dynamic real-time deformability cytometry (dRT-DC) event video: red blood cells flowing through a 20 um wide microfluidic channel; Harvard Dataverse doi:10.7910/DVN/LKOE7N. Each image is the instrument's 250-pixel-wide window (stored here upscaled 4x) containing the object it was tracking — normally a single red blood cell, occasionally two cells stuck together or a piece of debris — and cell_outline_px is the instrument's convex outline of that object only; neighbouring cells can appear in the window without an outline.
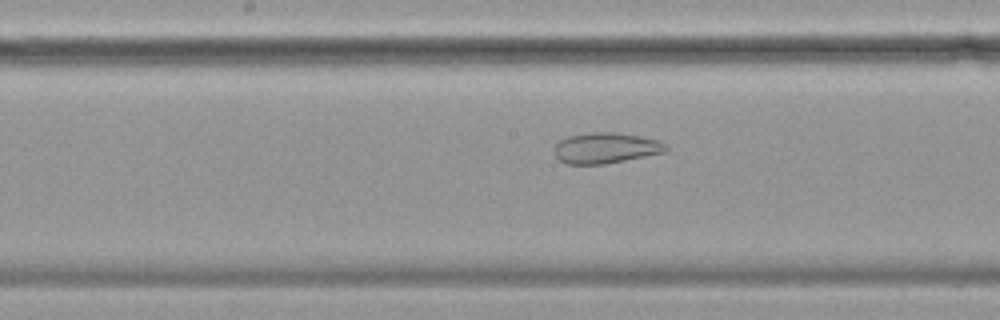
{"species": "common noctule bat (a hibernating species)", "species_latin": "Nyctalus noctula", "temperature_condition": "cold", "stored_images_in_passage": 57, "camera_frame_rate_fps": 3000, "um_per_image_px": 0.085, "animal": {"sex": "female", "body_mass_g": 19.9}, "frame": {"image": 1, "passage_image": 29, "time_ms": 9.333, "image_size_px": [1000, 320], "cell_outline_px": [[668, 148], [664, 152], [604, 164], [568, 164], [560, 160], [556, 156], [556, 144], [560, 140], [568, 136], [588, 132], [616, 132], [640, 136], [660, 140], [668, 144]], "centroid_in_image_um": [51.52, 12.56], "position_along_channel_um": 196.7, "area_um2": 19.88}}
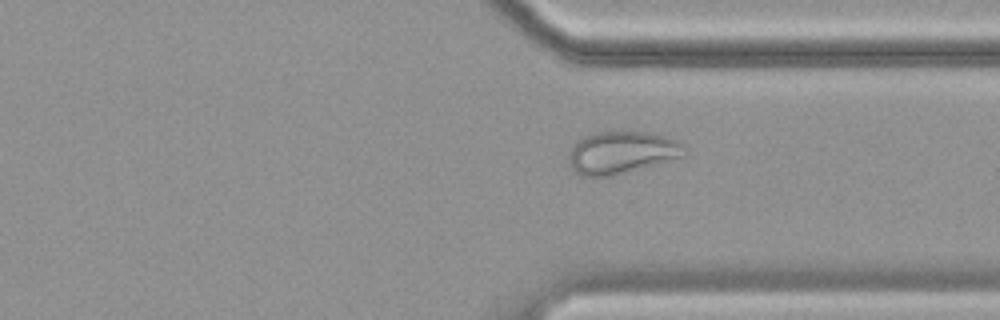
{"frame": {"image": 2, "passage_image": 43, "time_ms": 14.0, "image_size_px": [1000, 320], "cell_outline_px": [[688, 152], [680, 156], [624, 172], [608, 176], [584, 176], [572, 172], [568, 164], [568, 156], [572, 144], [580, 136], [596, 132], [648, 132], [664, 136], [688, 144]], "centroid_in_image_um": [52.77, 12.94], "position_along_channel_um": 358.6, "area_um2": 28.55}}
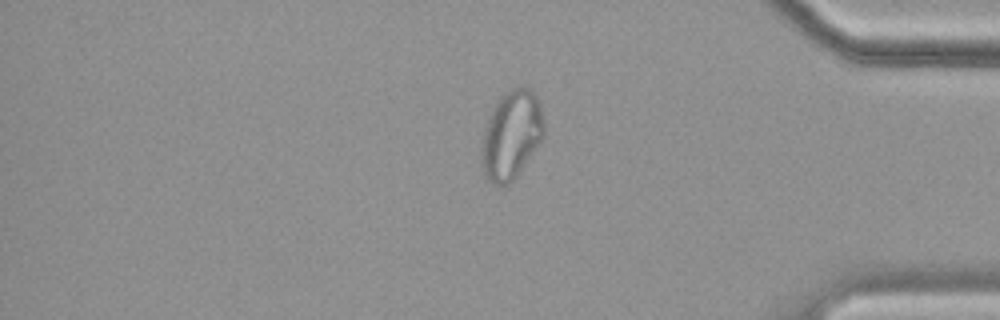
{"frame": {"image": 3, "passage_image": 48, "time_ms": 15.667, "image_size_px": [1000, 320], "cell_outline_px": [[544, 136], [516, 176], [508, 184], [492, 184], [484, 176], [480, 160], [480, 152], [484, 128], [492, 108], [500, 96], [508, 88], [528, 88], [536, 96], [540, 104], [544, 120]], "centroid_in_image_um": [43.43, 11.46], "position_along_channel_um": 391.8, "area_um2": 32.25}}